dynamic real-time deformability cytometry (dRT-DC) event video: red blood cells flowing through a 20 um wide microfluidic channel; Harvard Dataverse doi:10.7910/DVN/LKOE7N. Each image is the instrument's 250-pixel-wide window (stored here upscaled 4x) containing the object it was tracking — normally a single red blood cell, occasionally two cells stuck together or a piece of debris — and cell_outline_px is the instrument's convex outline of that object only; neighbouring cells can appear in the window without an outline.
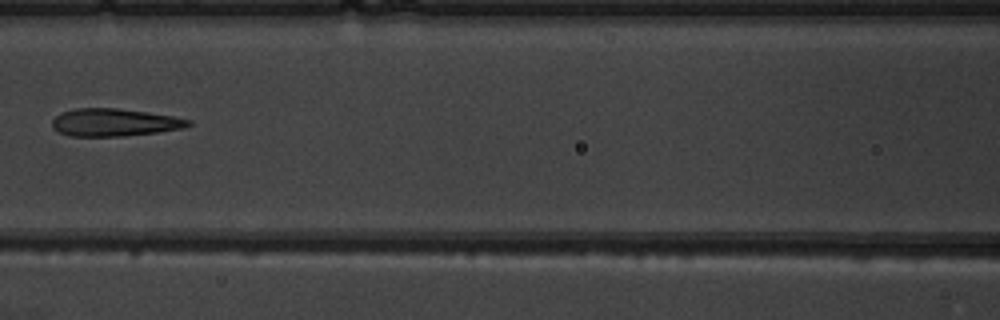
{"species": "common noctule bat (a hibernating species)", "species_latin": "Nyctalus noctula", "temperature_condition": "warm", "stored_images_in_passage": 7, "camera_frame_rate_fps": 3000, "um_per_image_px": 0.085, "animal": {"sex": "male", "body_mass_g": 19.5, "forearm_length_mm": 54.6}, "frame": {"image": 1, "passage_image": 7, "time_ms": 7.0, "image_size_px": [1000, 320], "cell_outline_px": [[192, 124], [184, 128], [156, 132], [124, 136], [72, 136], [60, 132], [52, 128], [52, 120], [60, 112], [72, 108], [116, 108], [148, 112], [172, 116], [192, 120]], "centroid_in_image_um": [9.71, 10.4], "position_along_channel_um": 156.9, "area_um2": 21.96}}